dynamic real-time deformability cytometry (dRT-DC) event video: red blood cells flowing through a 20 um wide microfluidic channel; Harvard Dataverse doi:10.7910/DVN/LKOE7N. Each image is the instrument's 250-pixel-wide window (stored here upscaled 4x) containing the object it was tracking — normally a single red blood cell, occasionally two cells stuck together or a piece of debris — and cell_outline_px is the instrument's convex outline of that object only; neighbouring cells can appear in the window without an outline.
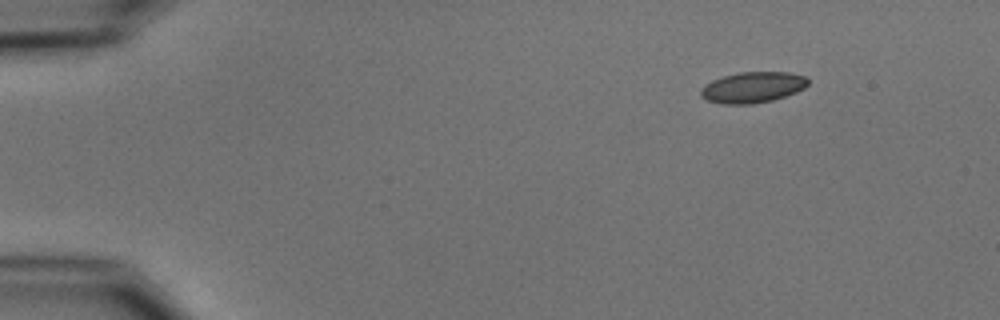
{"species": "common noctule bat (a hibernating species)", "species_latin": "Nyctalus noctula", "temperature_condition": "cold", "stored_images_in_passage": 5, "camera_frame_rate_fps": 3000, "um_per_image_px": 0.085, "animal": {"sex": "male", "body_mass_g": 15.6}, "frame": {"image": 1, "passage_image": 1, "time_ms": 0.0, "image_size_px": [1000, 320], "cell_outline_px": [[808, 84], [804, 88], [796, 92], [772, 100], [752, 104], [720, 104], [708, 100], [700, 96], [700, 88], [704, 84], [712, 80], [724, 76], [740, 72], [788, 72], [808, 76]], "centroid_in_image_um": [63.97, 7.42], "position_along_channel_um": 21.0, "area_um2": 19.42}}
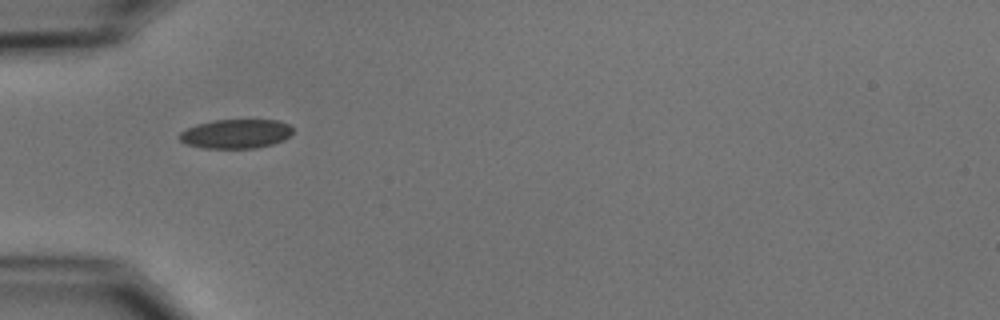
{"frame": {"image": 2, "passage_image": 4, "time_ms": 3.667, "image_size_px": [1000, 320], "cell_outline_px": [[292, 132], [284, 140], [272, 144], [256, 148], [200, 148], [184, 144], [180, 140], [180, 132], [196, 124], [212, 120], [276, 120], [288, 124], [292, 128]], "centroid_in_image_um": [20.02, 11.38], "position_along_channel_um": 65.0, "area_um2": 19.31}}